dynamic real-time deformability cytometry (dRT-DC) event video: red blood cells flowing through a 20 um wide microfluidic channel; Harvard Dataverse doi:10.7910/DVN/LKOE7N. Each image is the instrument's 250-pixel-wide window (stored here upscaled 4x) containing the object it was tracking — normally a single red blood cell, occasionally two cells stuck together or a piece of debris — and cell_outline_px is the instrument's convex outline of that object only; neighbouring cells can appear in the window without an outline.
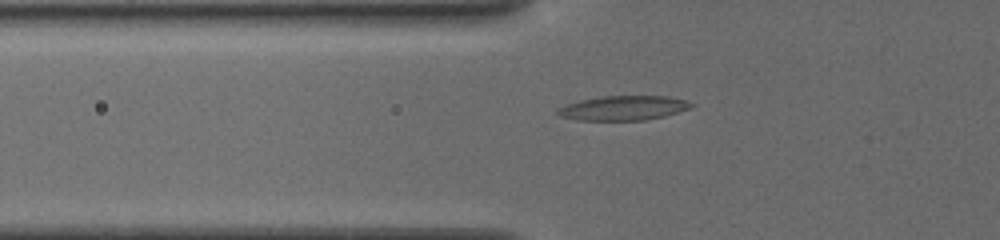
{"species": "common noctule bat (a hibernating species)", "species_latin": "Nyctalus noctula", "temperature_condition": "cold", "stored_images_in_passage": 36, "camera_frame_rate_fps": 3000, "um_per_image_px": 0.085, "animal": {"sex": "female", "body_mass_g": 19.5, "forearm_length_mm": 54.1}, "frame": {"image": 1, "passage_image": 2, "time_ms": 0.333, "image_size_px": [1000, 240], "cell_outline_px": [[696, 104], [692, 108], [664, 116], [644, 120], [576, 120], [560, 116], [556, 112], [556, 108], [580, 100], [604, 96], [668, 96], [684, 100]], "centroid_in_image_um": [53.0, 9.18], "position_along_channel_um": 72.8, "area_um2": 19.07}}
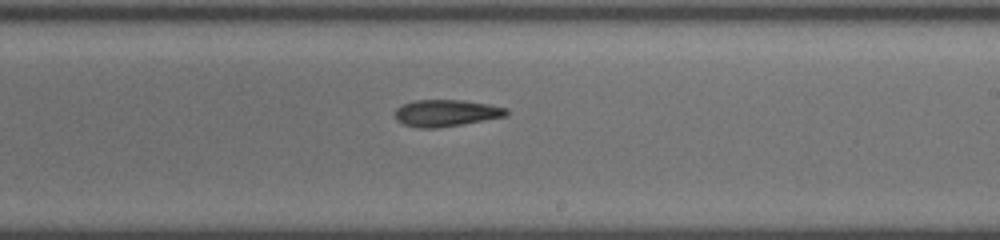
{"frame": {"image": 2, "passage_image": 16, "time_ms": 5.0, "image_size_px": [1000, 240], "cell_outline_px": [[508, 112], [504, 116], [460, 124], [436, 128], [416, 128], [404, 124], [396, 120], [396, 108], [412, 100], [464, 100], [488, 104], [508, 108]], "centroid_in_image_um": [37.88, 9.6], "position_along_channel_um": 251.1, "area_um2": 17.17}}
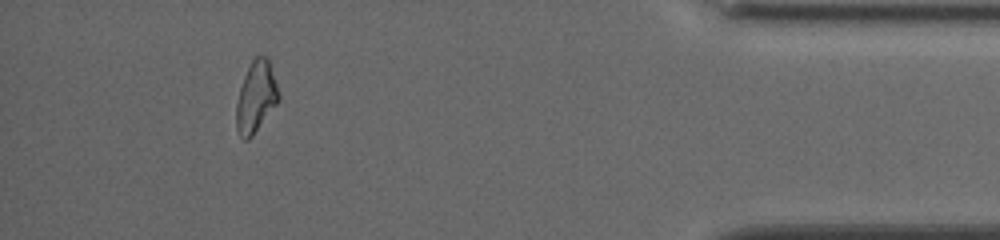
{"frame": {"image": 3, "passage_image": 32, "time_ms": 10.333, "image_size_px": [1000, 240], "cell_outline_px": [[280, 100], [252, 136], [248, 140], [244, 140], [240, 136], [236, 128], [236, 104], [240, 88], [244, 76], [252, 60], [256, 56], [268, 56], [280, 96]], "centroid_in_image_um": [21.76, 8.25], "position_along_channel_um": 413.4, "area_um2": 17.51}, "authors_computed_cell_mechanics": {"area_um2": 17.2822, "velocity_mm_per_s": 3.8679, "shape_relaxation_time_tau1_ms": 5.6474, "shape_relaxation_time_tau2_ms": null, "deformation_change_tau1": 0.1459, "deformation_change_tau2": null}}